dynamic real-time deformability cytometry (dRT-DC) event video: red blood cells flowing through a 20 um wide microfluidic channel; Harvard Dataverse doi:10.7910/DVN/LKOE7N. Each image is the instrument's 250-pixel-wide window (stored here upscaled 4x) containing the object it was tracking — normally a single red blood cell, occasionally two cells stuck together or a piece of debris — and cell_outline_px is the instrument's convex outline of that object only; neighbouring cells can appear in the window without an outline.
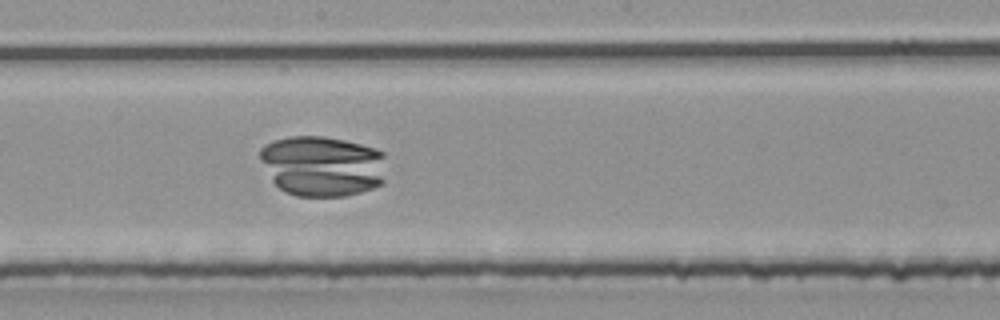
{"species": "common noctule bat (a hibernating species)", "species_latin": "Nyctalus noctula", "temperature_condition": "room temperature", "stored_images_in_passage": 47, "camera_frame_rate_fps": 3000, "um_per_image_px": 0.085, "animal": {"sex": "male", "body_mass_g": 20.4}, "frame": {"image": 1, "passage_image": 27, "time_ms": 8.667, "image_size_px": [1000, 320], "cell_outline_px": [[384, 180], [380, 184], [372, 188], [360, 192], [344, 196], [296, 196], [284, 192], [272, 180], [260, 160], [260, 148], [264, 144], [288, 136], [324, 136], [344, 140], [376, 148], [384, 152]], "centroid_in_image_um": [27.39, 14.1], "position_along_channel_um": 220.8, "area_um2": 44.8}}
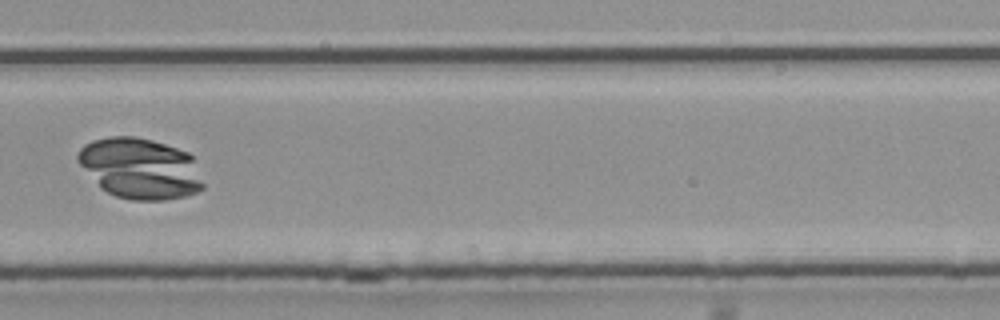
{"frame": {"image": 2, "passage_image": 34, "time_ms": 11.0, "image_size_px": [1000, 320], "cell_outline_px": [[204, 188], [196, 192], [184, 196], [164, 200], [132, 200], [116, 196], [100, 188], [76, 160], [76, 152], [84, 144], [92, 140], [108, 136], [136, 136], [152, 140], [188, 152], [192, 156], [204, 184]], "centroid_in_image_um": [11.88, 14.3], "position_along_channel_um": 317.9, "area_um2": 44.56}}